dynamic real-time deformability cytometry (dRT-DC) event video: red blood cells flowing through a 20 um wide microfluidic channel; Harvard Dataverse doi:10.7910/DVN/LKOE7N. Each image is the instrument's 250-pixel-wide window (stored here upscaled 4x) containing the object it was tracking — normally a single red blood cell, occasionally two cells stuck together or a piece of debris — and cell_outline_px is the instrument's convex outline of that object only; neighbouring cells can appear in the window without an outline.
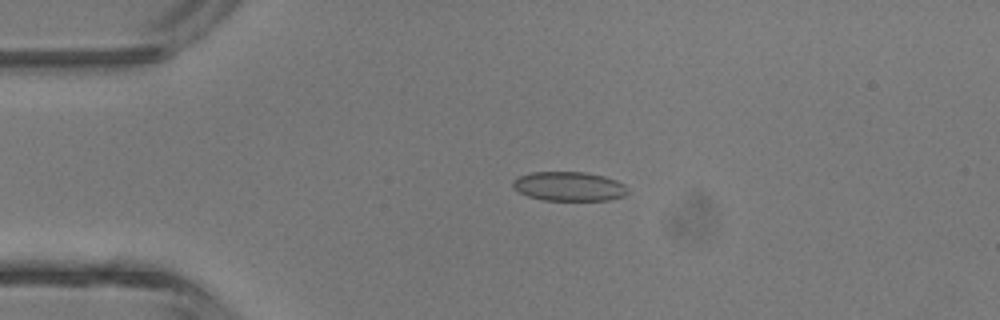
{"species": "common noctule bat (a hibernating species)", "species_latin": "Nyctalus noctula", "temperature_condition": "room temperature", "stored_images_in_passage": 2, "camera_frame_rate_fps": 3000, "um_per_image_px": 0.085, "animal": {"sex": "male", "body_mass_g": 13.3}, "frame": {"image": 1, "passage_image": 2, "time_ms": 1.0, "image_size_px": [1000, 320], "cell_outline_px": [[628, 192], [624, 196], [608, 200], [544, 200], [528, 196], [520, 192], [512, 184], [512, 180], [520, 176], [532, 172], [584, 172], [604, 176], [616, 180], [624, 184], [628, 188]], "centroid_in_image_um": [48.4, 15.84], "position_along_channel_um": 36.6, "area_um2": 19.48}}